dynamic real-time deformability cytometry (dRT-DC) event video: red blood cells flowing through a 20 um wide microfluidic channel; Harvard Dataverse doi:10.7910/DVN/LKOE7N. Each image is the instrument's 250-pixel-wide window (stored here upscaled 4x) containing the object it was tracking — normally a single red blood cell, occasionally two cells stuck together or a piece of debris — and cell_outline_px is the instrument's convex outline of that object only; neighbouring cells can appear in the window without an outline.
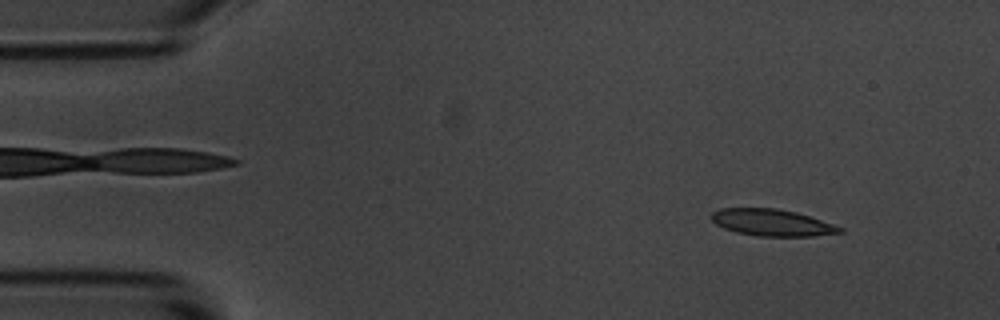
{"species": "common noctule bat (a hibernating species)", "species_latin": "Nyctalus noctula", "temperature_condition": "room temperature", "stored_images_in_passage": 53, "camera_frame_rate_fps": 3000, "um_per_image_px": 0.085, "animal": {"sex": "male", "body_mass_g": 20.1, "forearm_length_mm": 53.5}, "frame": {"image": 1, "passage_image": 5, "time_ms": 1.333, "image_size_px": [1000, 320], "cell_outline_px": [[844, 232], [812, 236], [756, 236], [736, 232], [724, 228], [716, 224], [708, 216], [712, 212], [720, 208], [776, 208], [796, 212], [844, 228]], "centroid_in_image_um": [65.57, 18.92], "position_along_channel_um": 19.4, "area_um2": 20.0}}
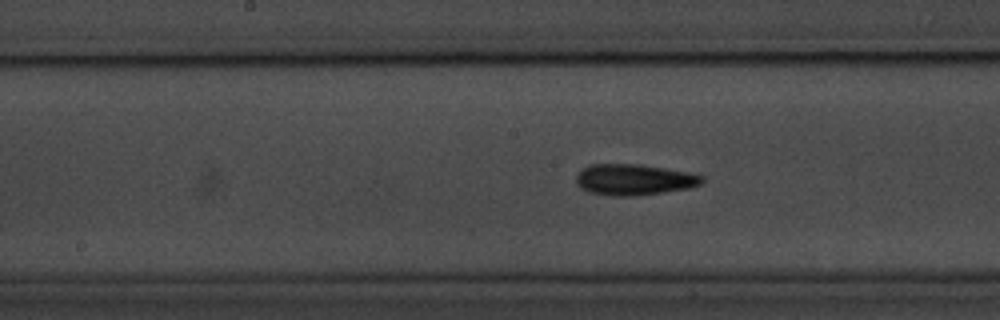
{"frame": {"image": 2, "passage_image": 26, "time_ms": 8.333, "image_size_px": [1000, 320], "cell_outline_px": [[704, 180], [700, 184], [688, 188], [632, 196], [612, 196], [588, 192], [580, 188], [576, 184], [576, 172], [588, 164], [640, 164], [696, 172], [704, 176]], "centroid_in_image_um": [53.88, 15.25], "position_along_channel_um": 194.3, "area_um2": 23.18}}
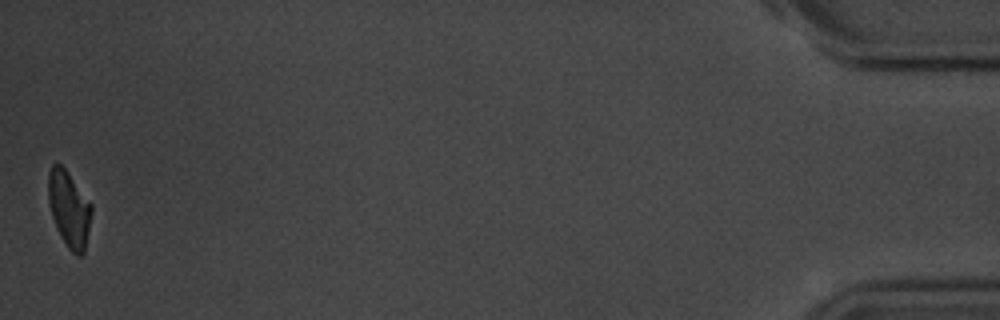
{"frame": {"image": 3, "passage_image": 53, "time_ms": 17.333, "image_size_px": [1000, 320], "cell_outline_px": [[92, 212], [84, 252], [80, 256], [76, 256], [68, 248], [60, 236], [56, 228], [52, 216], [48, 200], [48, 172], [52, 164], [60, 164], [64, 168], [92, 204]], "centroid_in_image_um": [5.86, 17.78], "position_along_channel_um": 429.3, "area_um2": 19.07}, "authors_computed_cell_mechanics": {"area_um2": 20.5768, "velocity_mm_per_s": 3.6711, "shape_relaxation_time_tau1_ms": 3.0561, "shape_relaxation_time_tau2_ms": 3.8842, "deformation_change_tau1": 0.1213, "deformation_change_tau2": 0.1372}}